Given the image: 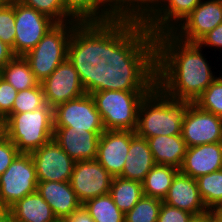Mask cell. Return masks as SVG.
Returning a JSON list of instances; mask_svg holds the SVG:
<instances>
[{
  "label": "cell",
  "instance_id": "ee69618b",
  "mask_svg": "<svg viewBox=\"0 0 222 222\" xmlns=\"http://www.w3.org/2000/svg\"><path fill=\"white\" fill-rule=\"evenodd\" d=\"M0 222H13L9 209L0 208Z\"/></svg>",
  "mask_w": 222,
  "mask_h": 222
},
{
  "label": "cell",
  "instance_id": "60d3db41",
  "mask_svg": "<svg viewBox=\"0 0 222 222\" xmlns=\"http://www.w3.org/2000/svg\"><path fill=\"white\" fill-rule=\"evenodd\" d=\"M61 222H94L88 211L83 205L74 210L68 217H65Z\"/></svg>",
  "mask_w": 222,
  "mask_h": 222
},
{
  "label": "cell",
  "instance_id": "277c9868",
  "mask_svg": "<svg viewBox=\"0 0 222 222\" xmlns=\"http://www.w3.org/2000/svg\"><path fill=\"white\" fill-rule=\"evenodd\" d=\"M6 130L19 152L30 154L53 139V108L46 103L34 111L12 113Z\"/></svg>",
  "mask_w": 222,
  "mask_h": 222
},
{
  "label": "cell",
  "instance_id": "e0dca14e",
  "mask_svg": "<svg viewBox=\"0 0 222 222\" xmlns=\"http://www.w3.org/2000/svg\"><path fill=\"white\" fill-rule=\"evenodd\" d=\"M103 132L54 127L53 139L75 162L94 160L97 157L99 138Z\"/></svg>",
  "mask_w": 222,
  "mask_h": 222
},
{
  "label": "cell",
  "instance_id": "5b68a950",
  "mask_svg": "<svg viewBox=\"0 0 222 222\" xmlns=\"http://www.w3.org/2000/svg\"><path fill=\"white\" fill-rule=\"evenodd\" d=\"M67 58L74 65L87 93V75L91 64L105 59V22H80L69 40Z\"/></svg>",
  "mask_w": 222,
  "mask_h": 222
},
{
  "label": "cell",
  "instance_id": "7dc6e473",
  "mask_svg": "<svg viewBox=\"0 0 222 222\" xmlns=\"http://www.w3.org/2000/svg\"><path fill=\"white\" fill-rule=\"evenodd\" d=\"M11 0H0V6H3L7 3H9Z\"/></svg>",
  "mask_w": 222,
  "mask_h": 222
},
{
  "label": "cell",
  "instance_id": "ac0fdd59",
  "mask_svg": "<svg viewBox=\"0 0 222 222\" xmlns=\"http://www.w3.org/2000/svg\"><path fill=\"white\" fill-rule=\"evenodd\" d=\"M202 0H157L150 15L143 21L153 35L172 32Z\"/></svg>",
  "mask_w": 222,
  "mask_h": 222
},
{
  "label": "cell",
  "instance_id": "8fae6325",
  "mask_svg": "<svg viewBox=\"0 0 222 222\" xmlns=\"http://www.w3.org/2000/svg\"><path fill=\"white\" fill-rule=\"evenodd\" d=\"M113 176L96 160L76 161L70 185L78 200L85 201L108 194Z\"/></svg>",
  "mask_w": 222,
  "mask_h": 222
},
{
  "label": "cell",
  "instance_id": "c3c4849f",
  "mask_svg": "<svg viewBox=\"0 0 222 222\" xmlns=\"http://www.w3.org/2000/svg\"><path fill=\"white\" fill-rule=\"evenodd\" d=\"M210 222H219L215 217Z\"/></svg>",
  "mask_w": 222,
  "mask_h": 222
},
{
  "label": "cell",
  "instance_id": "836d02e7",
  "mask_svg": "<svg viewBox=\"0 0 222 222\" xmlns=\"http://www.w3.org/2000/svg\"><path fill=\"white\" fill-rule=\"evenodd\" d=\"M202 110L222 117V75L216 79L193 102Z\"/></svg>",
  "mask_w": 222,
  "mask_h": 222
},
{
  "label": "cell",
  "instance_id": "bcb514c9",
  "mask_svg": "<svg viewBox=\"0 0 222 222\" xmlns=\"http://www.w3.org/2000/svg\"><path fill=\"white\" fill-rule=\"evenodd\" d=\"M215 218L218 219L219 222H222V206L217 207L214 210Z\"/></svg>",
  "mask_w": 222,
  "mask_h": 222
},
{
  "label": "cell",
  "instance_id": "f6af8a7d",
  "mask_svg": "<svg viewBox=\"0 0 222 222\" xmlns=\"http://www.w3.org/2000/svg\"><path fill=\"white\" fill-rule=\"evenodd\" d=\"M7 137L6 119L0 117V142Z\"/></svg>",
  "mask_w": 222,
  "mask_h": 222
},
{
  "label": "cell",
  "instance_id": "ffe728a7",
  "mask_svg": "<svg viewBox=\"0 0 222 222\" xmlns=\"http://www.w3.org/2000/svg\"><path fill=\"white\" fill-rule=\"evenodd\" d=\"M163 202L193 215L209 211L201 199L196 179L180 171L174 176Z\"/></svg>",
  "mask_w": 222,
  "mask_h": 222
},
{
  "label": "cell",
  "instance_id": "3957f363",
  "mask_svg": "<svg viewBox=\"0 0 222 222\" xmlns=\"http://www.w3.org/2000/svg\"><path fill=\"white\" fill-rule=\"evenodd\" d=\"M192 103L171 98L155 86L140 102L135 133L146 139L181 135L182 123Z\"/></svg>",
  "mask_w": 222,
  "mask_h": 222
},
{
  "label": "cell",
  "instance_id": "6da1fadb",
  "mask_svg": "<svg viewBox=\"0 0 222 222\" xmlns=\"http://www.w3.org/2000/svg\"><path fill=\"white\" fill-rule=\"evenodd\" d=\"M105 59L87 75V93L151 91L156 86V39L143 21L105 22Z\"/></svg>",
  "mask_w": 222,
  "mask_h": 222
},
{
  "label": "cell",
  "instance_id": "484cf974",
  "mask_svg": "<svg viewBox=\"0 0 222 222\" xmlns=\"http://www.w3.org/2000/svg\"><path fill=\"white\" fill-rule=\"evenodd\" d=\"M109 194L124 214L130 211L144 196L142 182L113 177Z\"/></svg>",
  "mask_w": 222,
  "mask_h": 222
},
{
  "label": "cell",
  "instance_id": "4fadbf2b",
  "mask_svg": "<svg viewBox=\"0 0 222 222\" xmlns=\"http://www.w3.org/2000/svg\"><path fill=\"white\" fill-rule=\"evenodd\" d=\"M181 135L187 147L221 142L222 117L192 103L182 123Z\"/></svg>",
  "mask_w": 222,
  "mask_h": 222
},
{
  "label": "cell",
  "instance_id": "d590c367",
  "mask_svg": "<svg viewBox=\"0 0 222 222\" xmlns=\"http://www.w3.org/2000/svg\"><path fill=\"white\" fill-rule=\"evenodd\" d=\"M15 0L0 6V40L10 46L14 53Z\"/></svg>",
  "mask_w": 222,
  "mask_h": 222
},
{
  "label": "cell",
  "instance_id": "9a60e30c",
  "mask_svg": "<svg viewBox=\"0 0 222 222\" xmlns=\"http://www.w3.org/2000/svg\"><path fill=\"white\" fill-rule=\"evenodd\" d=\"M45 102L52 108L86 92L74 65L66 58L42 83Z\"/></svg>",
  "mask_w": 222,
  "mask_h": 222
},
{
  "label": "cell",
  "instance_id": "5bb4252c",
  "mask_svg": "<svg viewBox=\"0 0 222 222\" xmlns=\"http://www.w3.org/2000/svg\"><path fill=\"white\" fill-rule=\"evenodd\" d=\"M38 181H70L75 161L52 139L33 151Z\"/></svg>",
  "mask_w": 222,
  "mask_h": 222
},
{
  "label": "cell",
  "instance_id": "52a82bcc",
  "mask_svg": "<svg viewBox=\"0 0 222 222\" xmlns=\"http://www.w3.org/2000/svg\"><path fill=\"white\" fill-rule=\"evenodd\" d=\"M79 21L57 23L24 58L42 83L66 58L70 37Z\"/></svg>",
  "mask_w": 222,
  "mask_h": 222
},
{
  "label": "cell",
  "instance_id": "b9f144b4",
  "mask_svg": "<svg viewBox=\"0 0 222 222\" xmlns=\"http://www.w3.org/2000/svg\"><path fill=\"white\" fill-rule=\"evenodd\" d=\"M14 57L12 48L0 40V69Z\"/></svg>",
  "mask_w": 222,
  "mask_h": 222
},
{
  "label": "cell",
  "instance_id": "7c38bea8",
  "mask_svg": "<svg viewBox=\"0 0 222 222\" xmlns=\"http://www.w3.org/2000/svg\"><path fill=\"white\" fill-rule=\"evenodd\" d=\"M222 23V0H202L171 32L187 43H197Z\"/></svg>",
  "mask_w": 222,
  "mask_h": 222
},
{
  "label": "cell",
  "instance_id": "9c48e42d",
  "mask_svg": "<svg viewBox=\"0 0 222 222\" xmlns=\"http://www.w3.org/2000/svg\"><path fill=\"white\" fill-rule=\"evenodd\" d=\"M56 24L50 17L15 0V56H25Z\"/></svg>",
  "mask_w": 222,
  "mask_h": 222
},
{
  "label": "cell",
  "instance_id": "f1b7e54d",
  "mask_svg": "<svg viewBox=\"0 0 222 222\" xmlns=\"http://www.w3.org/2000/svg\"><path fill=\"white\" fill-rule=\"evenodd\" d=\"M82 205L94 222H125V214L119 210L109 193L89 199Z\"/></svg>",
  "mask_w": 222,
  "mask_h": 222
},
{
  "label": "cell",
  "instance_id": "44dd1931",
  "mask_svg": "<svg viewBox=\"0 0 222 222\" xmlns=\"http://www.w3.org/2000/svg\"><path fill=\"white\" fill-rule=\"evenodd\" d=\"M37 191L51 206L59 222L82 205L69 181H38Z\"/></svg>",
  "mask_w": 222,
  "mask_h": 222
},
{
  "label": "cell",
  "instance_id": "83f0119b",
  "mask_svg": "<svg viewBox=\"0 0 222 222\" xmlns=\"http://www.w3.org/2000/svg\"><path fill=\"white\" fill-rule=\"evenodd\" d=\"M178 171V168L170 165L156 164L142 182L144 195L163 201Z\"/></svg>",
  "mask_w": 222,
  "mask_h": 222
},
{
  "label": "cell",
  "instance_id": "7bdbcfd3",
  "mask_svg": "<svg viewBox=\"0 0 222 222\" xmlns=\"http://www.w3.org/2000/svg\"><path fill=\"white\" fill-rule=\"evenodd\" d=\"M214 217V211L209 210L203 214L194 215L189 222H210Z\"/></svg>",
  "mask_w": 222,
  "mask_h": 222
},
{
  "label": "cell",
  "instance_id": "d6a6232c",
  "mask_svg": "<svg viewBox=\"0 0 222 222\" xmlns=\"http://www.w3.org/2000/svg\"><path fill=\"white\" fill-rule=\"evenodd\" d=\"M50 17L56 23L77 21L66 9L62 0H17Z\"/></svg>",
  "mask_w": 222,
  "mask_h": 222
},
{
  "label": "cell",
  "instance_id": "7a4b0ae2",
  "mask_svg": "<svg viewBox=\"0 0 222 222\" xmlns=\"http://www.w3.org/2000/svg\"><path fill=\"white\" fill-rule=\"evenodd\" d=\"M155 39L156 86L171 98L194 102L217 77L203 48L171 32L157 34Z\"/></svg>",
  "mask_w": 222,
  "mask_h": 222
},
{
  "label": "cell",
  "instance_id": "603a6c76",
  "mask_svg": "<svg viewBox=\"0 0 222 222\" xmlns=\"http://www.w3.org/2000/svg\"><path fill=\"white\" fill-rule=\"evenodd\" d=\"M155 164L180 168L187 151L182 135H160L146 139Z\"/></svg>",
  "mask_w": 222,
  "mask_h": 222
},
{
  "label": "cell",
  "instance_id": "7402d4cb",
  "mask_svg": "<svg viewBox=\"0 0 222 222\" xmlns=\"http://www.w3.org/2000/svg\"><path fill=\"white\" fill-rule=\"evenodd\" d=\"M146 138L135 134L130 141L128 155L120 177L143 182L147 173L155 166Z\"/></svg>",
  "mask_w": 222,
  "mask_h": 222
},
{
  "label": "cell",
  "instance_id": "d6986e66",
  "mask_svg": "<svg viewBox=\"0 0 222 222\" xmlns=\"http://www.w3.org/2000/svg\"><path fill=\"white\" fill-rule=\"evenodd\" d=\"M222 169L221 143L187 147L179 171L193 179Z\"/></svg>",
  "mask_w": 222,
  "mask_h": 222
},
{
  "label": "cell",
  "instance_id": "4316f807",
  "mask_svg": "<svg viewBox=\"0 0 222 222\" xmlns=\"http://www.w3.org/2000/svg\"><path fill=\"white\" fill-rule=\"evenodd\" d=\"M0 76L18 92L36 87L39 82L24 56H15L0 69Z\"/></svg>",
  "mask_w": 222,
  "mask_h": 222
},
{
  "label": "cell",
  "instance_id": "ab89813d",
  "mask_svg": "<svg viewBox=\"0 0 222 222\" xmlns=\"http://www.w3.org/2000/svg\"><path fill=\"white\" fill-rule=\"evenodd\" d=\"M197 43L202 48L208 47L209 49L213 47L214 49H218V51H220L219 49L222 48V23L205 34Z\"/></svg>",
  "mask_w": 222,
  "mask_h": 222
},
{
  "label": "cell",
  "instance_id": "8d00e7d4",
  "mask_svg": "<svg viewBox=\"0 0 222 222\" xmlns=\"http://www.w3.org/2000/svg\"><path fill=\"white\" fill-rule=\"evenodd\" d=\"M18 91L0 76V117L8 118Z\"/></svg>",
  "mask_w": 222,
  "mask_h": 222
},
{
  "label": "cell",
  "instance_id": "d4e9b609",
  "mask_svg": "<svg viewBox=\"0 0 222 222\" xmlns=\"http://www.w3.org/2000/svg\"><path fill=\"white\" fill-rule=\"evenodd\" d=\"M65 9L79 22H107L119 19L107 0H62Z\"/></svg>",
  "mask_w": 222,
  "mask_h": 222
},
{
  "label": "cell",
  "instance_id": "74e56055",
  "mask_svg": "<svg viewBox=\"0 0 222 222\" xmlns=\"http://www.w3.org/2000/svg\"><path fill=\"white\" fill-rule=\"evenodd\" d=\"M194 215L162 201L157 222H189Z\"/></svg>",
  "mask_w": 222,
  "mask_h": 222
},
{
  "label": "cell",
  "instance_id": "cb8c5ba5",
  "mask_svg": "<svg viewBox=\"0 0 222 222\" xmlns=\"http://www.w3.org/2000/svg\"><path fill=\"white\" fill-rule=\"evenodd\" d=\"M9 211L13 222H59L38 191L18 200Z\"/></svg>",
  "mask_w": 222,
  "mask_h": 222
},
{
  "label": "cell",
  "instance_id": "2e32d148",
  "mask_svg": "<svg viewBox=\"0 0 222 222\" xmlns=\"http://www.w3.org/2000/svg\"><path fill=\"white\" fill-rule=\"evenodd\" d=\"M131 130H105L99 138L96 160L113 176L122 174L129 152Z\"/></svg>",
  "mask_w": 222,
  "mask_h": 222
},
{
  "label": "cell",
  "instance_id": "1f68e13d",
  "mask_svg": "<svg viewBox=\"0 0 222 222\" xmlns=\"http://www.w3.org/2000/svg\"><path fill=\"white\" fill-rule=\"evenodd\" d=\"M162 200L144 195L125 213V222H157Z\"/></svg>",
  "mask_w": 222,
  "mask_h": 222
},
{
  "label": "cell",
  "instance_id": "f35d334b",
  "mask_svg": "<svg viewBox=\"0 0 222 222\" xmlns=\"http://www.w3.org/2000/svg\"><path fill=\"white\" fill-rule=\"evenodd\" d=\"M19 154V150L8 137L0 142V176Z\"/></svg>",
  "mask_w": 222,
  "mask_h": 222
},
{
  "label": "cell",
  "instance_id": "8992f818",
  "mask_svg": "<svg viewBox=\"0 0 222 222\" xmlns=\"http://www.w3.org/2000/svg\"><path fill=\"white\" fill-rule=\"evenodd\" d=\"M149 92L106 90L91 93V96L105 130L135 131L140 102Z\"/></svg>",
  "mask_w": 222,
  "mask_h": 222
},
{
  "label": "cell",
  "instance_id": "e575fe53",
  "mask_svg": "<svg viewBox=\"0 0 222 222\" xmlns=\"http://www.w3.org/2000/svg\"><path fill=\"white\" fill-rule=\"evenodd\" d=\"M46 104L44 91L39 83L36 87L22 90L17 93V97L12 107V113H23L34 111Z\"/></svg>",
  "mask_w": 222,
  "mask_h": 222
},
{
  "label": "cell",
  "instance_id": "4dcf8cb0",
  "mask_svg": "<svg viewBox=\"0 0 222 222\" xmlns=\"http://www.w3.org/2000/svg\"><path fill=\"white\" fill-rule=\"evenodd\" d=\"M199 194L208 210L222 206V169L196 179Z\"/></svg>",
  "mask_w": 222,
  "mask_h": 222
},
{
  "label": "cell",
  "instance_id": "30bf717a",
  "mask_svg": "<svg viewBox=\"0 0 222 222\" xmlns=\"http://www.w3.org/2000/svg\"><path fill=\"white\" fill-rule=\"evenodd\" d=\"M53 127H73L85 131H105L91 94L58 104L53 108Z\"/></svg>",
  "mask_w": 222,
  "mask_h": 222
},
{
  "label": "cell",
  "instance_id": "ba28073f",
  "mask_svg": "<svg viewBox=\"0 0 222 222\" xmlns=\"http://www.w3.org/2000/svg\"><path fill=\"white\" fill-rule=\"evenodd\" d=\"M37 184L31 154L20 153L0 176V208L9 209L18 200L36 192Z\"/></svg>",
  "mask_w": 222,
  "mask_h": 222
},
{
  "label": "cell",
  "instance_id": "f546056e",
  "mask_svg": "<svg viewBox=\"0 0 222 222\" xmlns=\"http://www.w3.org/2000/svg\"><path fill=\"white\" fill-rule=\"evenodd\" d=\"M107 4L119 18L144 21L154 10L157 0H107Z\"/></svg>",
  "mask_w": 222,
  "mask_h": 222
}]
</instances>
